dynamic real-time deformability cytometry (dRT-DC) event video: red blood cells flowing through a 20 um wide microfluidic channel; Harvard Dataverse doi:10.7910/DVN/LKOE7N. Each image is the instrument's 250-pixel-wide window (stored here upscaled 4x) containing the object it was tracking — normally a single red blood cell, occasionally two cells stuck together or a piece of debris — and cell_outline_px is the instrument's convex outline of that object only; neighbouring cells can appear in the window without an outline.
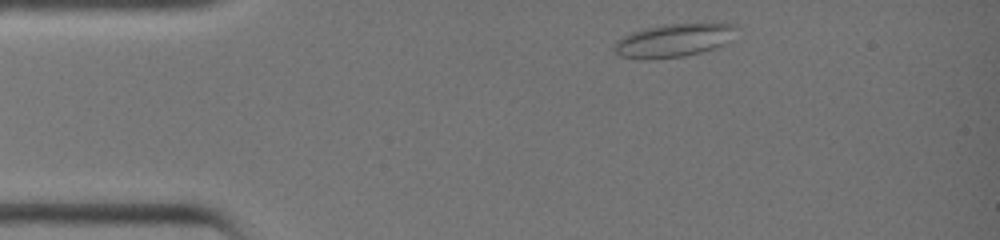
{"species": "common noctule bat (a hibernating species)", "species_latin": "Nyctalus noctula", "temperature_condition": "warm", "stored_images_in_passage": 17, "camera_frame_rate_fps": 3000, "um_per_image_px": 0.085, "animal": {"sex": "female", "body_mass_g": 19.0, "forearm_length_mm": 51.5}, "frame": {"image": 1, "passage_image": 2, "time_ms": 0.333, "image_size_px": [1000, 240], "cell_outline_px": [[740, 24], [736, 40], [728, 44], [716, 48], [684, 56], [648, 60], [644, 60], [620, 56], [612, 48], [616, 40], [632, 32], [644, 28], [664, 24]], "centroid_in_image_um": [57.35, 3.44], "position_along_channel_um": 27.6, "area_um2": 24.28}}
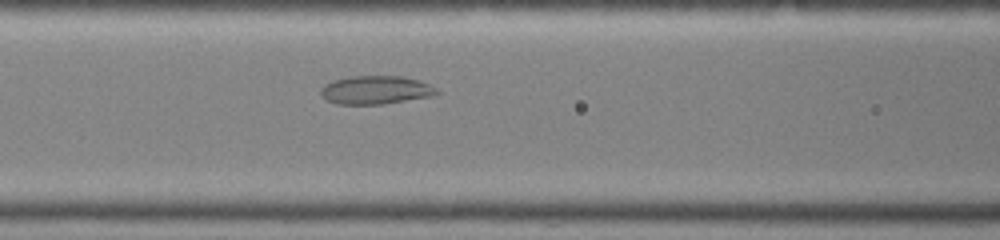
{"frame": {"image": 2, "passage_image": 12, "time_ms": 3.667, "image_size_px": [1000, 240], "cell_outline_px": [[440, 92], [432, 96], [384, 104], [336, 104], [320, 96], [320, 88], [324, 84], [332, 80], [352, 76], [404, 76], [420, 80], [436, 88]], "centroid_in_image_um": [31.92, 7.64], "position_along_channel_um": 134.7, "area_um2": 19.36}}
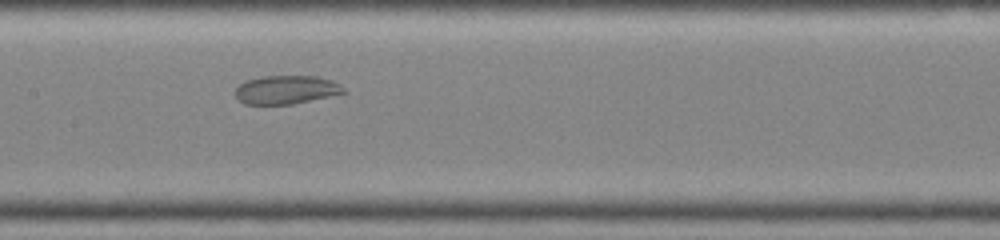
{"frame": {"image": 3, "passage_image": 15, "time_ms": 4.667, "image_size_px": [1000, 240], "cell_outline_px": [[348, 92], [344, 96], [292, 104], [244, 104], [236, 100], [236, 88], [240, 84], [248, 80], [260, 76], [316, 76], [332, 80], [340, 84]], "centroid_in_image_um": [24.45, 7.65], "position_along_channel_um": 183.0, "area_um2": 18.67}}